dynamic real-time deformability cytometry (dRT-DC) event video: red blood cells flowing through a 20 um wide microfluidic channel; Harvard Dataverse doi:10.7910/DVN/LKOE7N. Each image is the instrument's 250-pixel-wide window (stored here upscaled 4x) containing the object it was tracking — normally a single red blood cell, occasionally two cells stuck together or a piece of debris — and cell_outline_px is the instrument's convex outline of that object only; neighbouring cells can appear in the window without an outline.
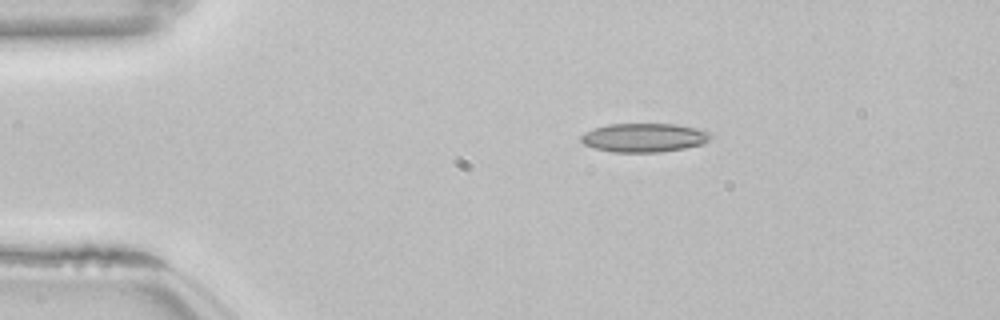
{"species": "common noctule bat (a hibernating species)", "species_latin": "Nyctalus noctula", "temperature_condition": "room temperature", "stored_images_in_passage": 44, "camera_frame_rate_fps": 3000, "um_per_image_px": 0.085, "animal": {"sex": "female", "body_mass_g": 22.7, "forearm_length_mm": 54.2}, "frame": {"image": 1, "passage_image": 1, "time_ms": 0.0, "image_size_px": [1000, 320], "cell_outline_px": [[712, 136], [704, 144], [684, 148], [660, 152], [612, 152], [596, 148], [584, 144], [580, 140], [580, 136], [584, 132], [592, 128], [608, 124], [676, 124], [696, 128], [712, 132]], "centroid_in_image_um": [54.75, 11.69], "position_along_channel_um": 30.3, "area_um2": 21.91}}
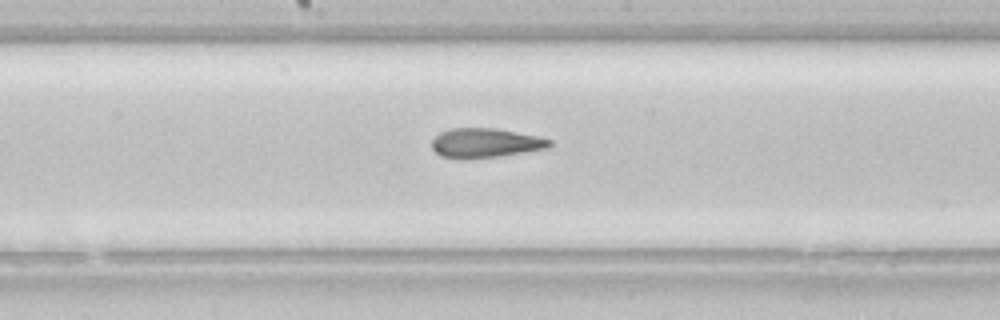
{"frame": {"image": 2, "passage_image": 19, "time_ms": 6.0, "image_size_px": [1000, 320], "cell_outline_px": [[552, 144], [548, 148], [496, 156], [440, 156], [432, 148], [432, 140], [440, 132], [448, 128], [496, 128], [540, 136], [552, 140]], "centroid_in_image_um": [41.3, 12.1], "position_along_channel_um": 206.9, "area_um2": 19.54}}
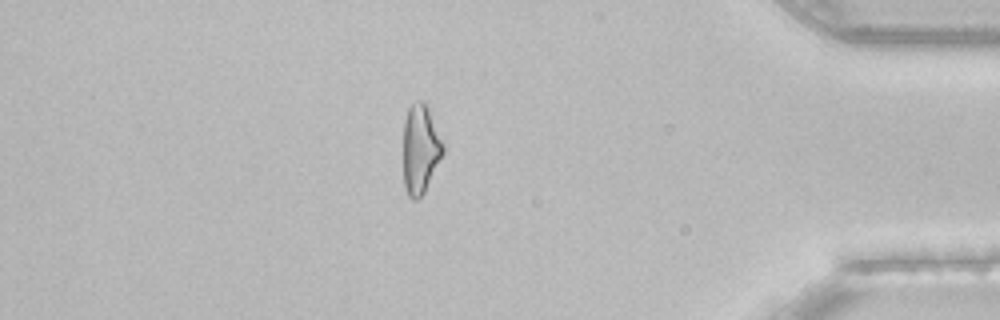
{"frame": {"image": 3, "passage_image": 37, "time_ms": 12.0, "image_size_px": [1000, 320], "cell_outline_px": [[444, 152], [424, 192], [416, 200], [412, 200], [408, 196], [404, 188], [404, 120], [408, 108], [412, 104], [420, 100], [428, 108], [444, 144]], "centroid_in_image_um": [35.73, 12.69], "position_along_channel_um": 399.5, "area_um2": 20.4}, "authors_computed_cell_mechanics": {"area_um2": 21.0681, "velocity_mm_per_s": 3.8586, "shape_relaxation_time_tau1_ms": null, "shape_relaxation_time_tau2_ms": 2.5874, "deformation_change_tau1": null, "deformation_change_tau2": 0.1153}}